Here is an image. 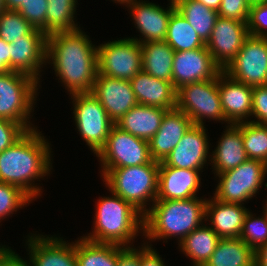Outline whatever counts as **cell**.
I'll use <instances>...</instances> for the list:
<instances>
[{
    "instance_id": "46",
    "label": "cell",
    "mask_w": 267,
    "mask_h": 266,
    "mask_svg": "<svg viewBox=\"0 0 267 266\" xmlns=\"http://www.w3.org/2000/svg\"><path fill=\"white\" fill-rule=\"evenodd\" d=\"M10 71V44L0 38V73Z\"/></svg>"
},
{
    "instance_id": "14",
    "label": "cell",
    "mask_w": 267,
    "mask_h": 266,
    "mask_svg": "<svg viewBox=\"0 0 267 266\" xmlns=\"http://www.w3.org/2000/svg\"><path fill=\"white\" fill-rule=\"evenodd\" d=\"M221 71L206 46L174 52L172 84L176 90L186 84L215 78Z\"/></svg>"
},
{
    "instance_id": "47",
    "label": "cell",
    "mask_w": 267,
    "mask_h": 266,
    "mask_svg": "<svg viewBox=\"0 0 267 266\" xmlns=\"http://www.w3.org/2000/svg\"><path fill=\"white\" fill-rule=\"evenodd\" d=\"M255 266H267V243L255 250Z\"/></svg>"
},
{
    "instance_id": "1",
    "label": "cell",
    "mask_w": 267,
    "mask_h": 266,
    "mask_svg": "<svg viewBox=\"0 0 267 266\" xmlns=\"http://www.w3.org/2000/svg\"><path fill=\"white\" fill-rule=\"evenodd\" d=\"M80 28L47 37L46 63L69 94L91 93L97 75V46ZM51 61V62H50Z\"/></svg>"
},
{
    "instance_id": "52",
    "label": "cell",
    "mask_w": 267,
    "mask_h": 266,
    "mask_svg": "<svg viewBox=\"0 0 267 266\" xmlns=\"http://www.w3.org/2000/svg\"><path fill=\"white\" fill-rule=\"evenodd\" d=\"M5 9L3 0H0V12Z\"/></svg>"
},
{
    "instance_id": "38",
    "label": "cell",
    "mask_w": 267,
    "mask_h": 266,
    "mask_svg": "<svg viewBox=\"0 0 267 266\" xmlns=\"http://www.w3.org/2000/svg\"><path fill=\"white\" fill-rule=\"evenodd\" d=\"M48 0H24L17 10L34 28L46 35V12Z\"/></svg>"
},
{
    "instance_id": "36",
    "label": "cell",
    "mask_w": 267,
    "mask_h": 266,
    "mask_svg": "<svg viewBox=\"0 0 267 266\" xmlns=\"http://www.w3.org/2000/svg\"><path fill=\"white\" fill-rule=\"evenodd\" d=\"M33 199L20 187L0 182V222Z\"/></svg>"
},
{
    "instance_id": "12",
    "label": "cell",
    "mask_w": 267,
    "mask_h": 266,
    "mask_svg": "<svg viewBox=\"0 0 267 266\" xmlns=\"http://www.w3.org/2000/svg\"><path fill=\"white\" fill-rule=\"evenodd\" d=\"M223 71L247 86L267 85V38L249 35Z\"/></svg>"
},
{
    "instance_id": "27",
    "label": "cell",
    "mask_w": 267,
    "mask_h": 266,
    "mask_svg": "<svg viewBox=\"0 0 267 266\" xmlns=\"http://www.w3.org/2000/svg\"><path fill=\"white\" fill-rule=\"evenodd\" d=\"M142 70L172 83L174 50L165 41L141 43Z\"/></svg>"
},
{
    "instance_id": "44",
    "label": "cell",
    "mask_w": 267,
    "mask_h": 266,
    "mask_svg": "<svg viewBox=\"0 0 267 266\" xmlns=\"http://www.w3.org/2000/svg\"><path fill=\"white\" fill-rule=\"evenodd\" d=\"M146 244V245H145ZM144 245V246H143ZM140 248V266H166L151 244L144 243Z\"/></svg>"
},
{
    "instance_id": "18",
    "label": "cell",
    "mask_w": 267,
    "mask_h": 266,
    "mask_svg": "<svg viewBox=\"0 0 267 266\" xmlns=\"http://www.w3.org/2000/svg\"><path fill=\"white\" fill-rule=\"evenodd\" d=\"M169 7L162 8L148 1H137L129 5L135 26L144 38H133L140 44L145 42L165 41L168 21L171 13L176 9L175 3L170 2Z\"/></svg>"
},
{
    "instance_id": "26",
    "label": "cell",
    "mask_w": 267,
    "mask_h": 266,
    "mask_svg": "<svg viewBox=\"0 0 267 266\" xmlns=\"http://www.w3.org/2000/svg\"><path fill=\"white\" fill-rule=\"evenodd\" d=\"M167 109L137 104L115 125L133 136L149 141L158 131Z\"/></svg>"
},
{
    "instance_id": "20",
    "label": "cell",
    "mask_w": 267,
    "mask_h": 266,
    "mask_svg": "<svg viewBox=\"0 0 267 266\" xmlns=\"http://www.w3.org/2000/svg\"><path fill=\"white\" fill-rule=\"evenodd\" d=\"M218 91L228 125L244 122L251 116L253 87L231 78L222 70L218 74Z\"/></svg>"
},
{
    "instance_id": "19",
    "label": "cell",
    "mask_w": 267,
    "mask_h": 266,
    "mask_svg": "<svg viewBox=\"0 0 267 266\" xmlns=\"http://www.w3.org/2000/svg\"><path fill=\"white\" fill-rule=\"evenodd\" d=\"M32 234L27 239L32 266H77L76 241L68 243L62 238Z\"/></svg>"
},
{
    "instance_id": "30",
    "label": "cell",
    "mask_w": 267,
    "mask_h": 266,
    "mask_svg": "<svg viewBox=\"0 0 267 266\" xmlns=\"http://www.w3.org/2000/svg\"><path fill=\"white\" fill-rule=\"evenodd\" d=\"M165 42L174 51H188L206 46V43L177 9L171 13L169 18Z\"/></svg>"
},
{
    "instance_id": "48",
    "label": "cell",
    "mask_w": 267,
    "mask_h": 266,
    "mask_svg": "<svg viewBox=\"0 0 267 266\" xmlns=\"http://www.w3.org/2000/svg\"><path fill=\"white\" fill-rule=\"evenodd\" d=\"M6 10L17 11L21 5H24V0H3Z\"/></svg>"
},
{
    "instance_id": "21",
    "label": "cell",
    "mask_w": 267,
    "mask_h": 266,
    "mask_svg": "<svg viewBox=\"0 0 267 266\" xmlns=\"http://www.w3.org/2000/svg\"><path fill=\"white\" fill-rule=\"evenodd\" d=\"M192 125L191 119L181 110H167L157 133L149 140L152 159L162 162Z\"/></svg>"
},
{
    "instance_id": "32",
    "label": "cell",
    "mask_w": 267,
    "mask_h": 266,
    "mask_svg": "<svg viewBox=\"0 0 267 266\" xmlns=\"http://www.w3.org/2000/svg\"><path fill=\"white\" fill-rule=\"evenodd\" d=\"M77 266H117L118 245L95 243L82 236L76 242Z\"/></svg>"
},
{
    "instance_id": "37",
    "label": "cell",
    "mask_w": 267,
    "mask_h": 266,
    "mask_svg": "<svg viewBox=\"0 0 267 266\" xmlns=\"http://www.w3.org/2000/svg\"><path fill=\"white\" fill-rule=\"evenodd\" d=\"M240 238L254 251L267 243V215L264 211L263 216L257 218L253 217V214L248 211Z\"/></svg>"
},
{
    "instance_id": "41",
    "label": "cell",
    "mask_w": 267,
    "mask_h": 266,
    "mask_svg": "<svg viewBox=\"0 0 267 266\" xmlns=\"http://www.w3.org/2000/svg\"><path fill=\"white\" fill-rule=\"evenodd\" d=\"M251 116L257 120L249 122L267 125V85L253 87Z\"/></svg>"
},
{
    "instance_id": "54",
    "label": "cell",
    "mask_w": 267,
    "mask_h": 266,
    "mask_svg": "<svg viewBox=\"0 0 267 266\" xmlns=\"http://www.w3.org/2000/svg\"><path fill=\"white\" fill-rule=\"evenodd\" d=\"M265 167H266V173H267V161L265 162Z\"/></svg>"
},
{
    "instance_id": "35",
    "label": "cell",
    "mask_w": 267,
    "mask_h": 266,
    "mask_svg": "<svg viewBox=\"0 0 267 266\" xmlns=\"http://www.w3.org/2000/svg\"><path fill=\"white\" fill-rule=\"evenodd\" d=\"M34 29L18 11L4 9L0 12V38L5 42L11 44Z\"/></svg>"
},
{
    "instance_id": "50",
    "label": "cell",
    "mask_w": 267,
    "mask_h": 266,
    "mask_svg": "<svg viewBox=\"0 0 267 266\" xmlns=\"http://www.w3.org/2000/svg\"><path fill=\"white\" fill-rule=\"evenodd\" d=\"M113 1L120 3V4H126V7L131 5L134 2V0H113Z\"/></svg>"
},
{
    "instance_id": "31",
    "label": "cell",
    "mask_w": 267,
    "mask_h": 266,
    "mask_svg": "<svg viewBox=\"0 0 267 266\" xmlns=\"http://www.w3.org/2000/svg\"><path fill=\"white\" fill-rule=\"evenodd\" d=\"M174 3L176 9L206 43L214 28L218 12L196 0H177Z\"/></svg>"
},
{
    "instance_id": "11",
    "label": "cell",
    "mask_w": 267,
    "mask_h": 266,
    "mask_svg": "<svg viewBox=\"0 0 267 266\" xmlns=\"http://www.w3.org/2000/svg\"><path fill=\"white\" fill-rule=\"evenodd\" d=\"M101 168H121L148 164L153 161L149 141L112 126L104 147L96 155Z\"/></svg>"
},
{
    "instance_id": "6",
    "label": "cell",
    "mask_w": 267,
    "mask_h": 266,
    "mask_svg": "<svg viewBox=\"0 0 267 266\" xmlns=\"http://www.w3.org/2000/svg\"><path fill=\"white\" fill-rule=\"evenodd\" d=\"M38 83L21 72L0 73V118L19 123L26 131L34 129L29 118L34 111Z\"/></svg>"
},
{
    "instance_id": "2",
    "label": "cell",
    "mask_w": 267,
    "mask_h": 266,
    "mask_svg": "<svg viewBox=\"0 0 267 266\" xmlns=\"http://www.w3.org/2000/svg\"><path fill=\"white\" fill-rule=\"evenodd\" d=\"M37 127L27 130L9 148L0 153V182L20 187L32 199L41 196L36 179L50 174L51 149ZM33 184V185H32Z\"/></svg>"
},
{
    "instance_id": "39",
    "label": "cell",
    "mask_w": 267,
    "mask_h": 266,
    "mask_svg": "<svg viewBox=\"0 0 267 266\" xmlns=\"http://www.w3.org/2000/svg\"><path fill=\"white\" fill-rule=\"evenodd\" d=\"M247 28L249 35L267 38V1L250 5Z\"/></svg>"
},
{
    "instance_id": "5",
    "label": "cell",
    "mask_w": 267,
    "mask_h": 266,
    "mask_svg": "<svg viewBox=\"0 0 267 266\" xmlns=\"http://www.w3.org/2000/svg\"><path fill=\"white\" fill-rule=\"evenodd\" d=\"M159 163H151L121 168H102L101 175L110 192L129 202L143 215L148 211L147 202L157 199Z\"/></svg>"
},
{
    "instance_id": "49",
    "label": "cell",
    "mask_w": 267,
    "mask_h": 266,
    "mask_svg": "<svg viewBox=\"0 0 267 266\" xmlns=\"http://www.w3.org/2000/svg\"><path fill=\"white\" fill-rule=\"evenodd\" d=\"M196 1L201 2L202 4H204L205 6H207L212 10L218 11L222 0H196Z\"/></svg>"
},
{
    "instance_id": "29",
    "label": "cell",
    "mask_w": 267,
    "mask_h": 266,
    "mask_svg": "<svg viewBox=\"0 0 267 266\" xmlns=\"http://www.w3.org/2000/svg\"><path fill=\"white\" fill-rule=\"evenodd\" d=\"M221 238L205 224L194 229L179 244L180 250L193 262V266H204Z\"/></svg>"
},
{
    "instance_id": "22",
    "label": "cell",
    "mask_w": 267,
    "mask_h": 266,
    "mask_svg": "<svg viewBox=\"0 0 267 266\" xmlns=\"http://www.w3.org/2000/svg\"><path fill=\"white\" fill-rule=\"evenodd\" d=\"M201 170L181 169L159 163L158 194L156 200H182L197 197Z\"/></svg>"
},
{
    "instance_id": "45",
    "label": "cell",
    "mask_w": 267,
    "mask_h": 266,
    "mask_svg": "<svg viewBox=\"0 0 267 266\" xmlns=\"http://www.w3.org/2000/svg\"><path fill=\"white\" fill-rule=\"evenodd\" d=\"M0 266H32L29 260H23L17 253L2 245L0 248Z\"/></svg>"
},
{
    "instance_id": "34",
    "label": "cell",
    "mask_w": 267,
    "mask_h": 266,
    "mask_svg": "<svg viewBox=\"0 0 267 266\" xmlns=\"http://www.w3.org/2000/svg\"><path fill=\"white\" fill-rule=\"evenodd\" d=\"M242 133L243 145L248 159L267 161V125H259L248 120L235 124Z\"/></svg>"
},
{
    "instance_id": "9",
    "label": "cell",
    "mask_w": 267,
    "mask_h": 266,
    "mask_svg": "<svg viewBox=\"0 0 267 266\" xmlns=\"http://www.w3.org/2000/svg\"><path fill=\"white\" fill-rule=\"evenodd\" d=\"M265 163L256 159H247L238 167L217 174L214 198L225 203L244 204L255 196L266 177Z\"/></svg>"
},
{
    "instance_id": "53",
    "label": "cell",
    "mask_w": 267,
    "mask_h": 266,
    "mask_svg": "<svg viewBox=\"0 0 267 266\" xmlns=\"http://www.w3.org/2000/svg\"><path fill=\"white\" fill-rule=\"evenodd\" d=\"M264 208V212H265V214L267 215V201H266V205L263 207Z\"/></svg>"
},
{
    "instance_id": "15",
    "label": "cell",
    "mask_w": 267,
    "mask_h": 266,
    "mask_svg": "<svg viewBox=\"0 0 267 266\" xmlns=\"http://www.w3.org/2000/svg\"><path fill=\"white\" fill-rule=\"evenodd\" d=\"M46 54L47 36L35 28L10 44V71L27 74L40 82V69L46 65Z\"/></svg>"
},
{
    "instance_id": "40",
    "label": "cell",
    "mask_w": 267,
    "mask_h": 266,
    "mask_svg": "<svg viewBox=\"0 0 267 266\" xmlns=\"http://www.w3.org/2000/svg\"><path fill=\"white\" fill-rule=\"evenodd\" d=\"M250 4L247 0H222L218 16L247 23Z\"/></svg>"
},
{
    "instance_id": "24",
    "label": "cell",
    "mask_w": 267,
    "mask_h": 266,
    "mask_svg": "<svg viewBox=\"0 0 267 266\" xmlns=\"http://www.w3.org/2000/svg\"><path fill=\"white\" fill-rule=\"evenodd\" d=\"M138 104L167 110L176 108L177 90L173 84L141 70L130 80Z\"/></svg>"
},
{
    "instance_id": "28",
    "label": "cell",
    "mask_w": 267,
    "mask_h": 266,
    "mask_svg": "<svg viewBox=\"0 0 267 266\" xmlns=\"http://www.w3.org/2000/svg\"><path fill=\"white\" fill-rule=\"evenodd\" d=\"M255 251L240 237L221 238L204 266H254Z\"/></svg>"
},
{
    "instance_id": "4",
    "label": "cell",
    "mask_w": 267,
    "mask_h": 266,
    "mask_svg": "<svg viewBox=\"0 0 267 266\" xmlns=\"http://www.w3.org/2000/svg\"><path fill=\"white\" fill-rule=\"evenodd\" d=\"M111 194L112 197L99 198L95 208L94 230L83 238L95 243L130 247L137 233L143 232L144 215L129 202L113 192Z\"/></svg>"
},
{
    "instance_id": "51",
    "label": "cell",
    "mask_w": 267,
    "mask_h": 266,
    "mask_svg": "<svg viewBox=\"0 0 267 266\" xmlns=\"http://www.w3.org/2000/svg\"><path fill=\"white\" fill-rule=\"evenodd\" d=\"M247 1L251 5V4H254V3H260V2H263V1H267V0H247Z\"/></svg>"
},
{
    "instance_id": "10",
    "label": "cell",
    "mask_w": 267,
    "mask_h": 266,
    "mask_svg": "<svg viewBox=\"0 0 267 266\" xmlns=\"http://www.w3.org/2000/svg\"><path fill=\"white\" fill-rule=\"evenodd\" d=\"M142 70V49L132 38L97 46V74L131 80Z\"/></svg>"
},
{
    "instance_id": "25",
    "label": "cell",
    "mask_w": 267,
    "mask_h": 266,
    "mask_svg": "<svg viewBox=\"0 0 267 266\" xmlns=\"http://www.w3.org/2000/svg\"><path fill=\"white\" fill-rule=\"evenodd\" d=\"M211 161L214 174H220L238 167L248 157L243 145L241 130L235 125H227L218 145L212 152Z\"/></svg>"
},
{
    "instance_id": "43",
    "label": "cell",
    "mask_w": 267,
    "mask_h": 266,
    "mask_svg": "<svg viewBox=\"0 0 267 266\" xmlns=\"http://www.w3.org/2000/svg\"><path fill=\"white\" fill-rule=\"evenodd\" d=\"M117 266H140V249L118 245Z\"/></svg>"
},
{
    "instance_id": "13",
    "label": "cell",
    "mask_w": 267,
    "mask_h": 266,
    "mask_svg": "<svg viewBox=\"0 0 267 266\" xmlns=\"http://www.w3.org/2000/svg\"><path fill=\"white\" fill-rule=\"evenodd\" d=\"M248 36L247 23L218 16L206 47L214 62L224 70Z\"/></svg>"
},
{
    "instance_id": "16",
    "label": "cell",
    "mask_w": 267,
    "mask_h": 266,
    "mask_svg": "<svg viewBox=\"0 0 267 266\" xmlns=\"http://www.w3.org/2000/svg\"><path fill=\"white\" fill-rule=\"evenodd\" d=\"M91 93L114 123L138 104L130 80L97 74Z\"/></svg>"
},
{
    "instance_id": "3",
    "label": "cell",
    "mask_w": 267,
    "mask_h": 266,
    "mask_svg": "<svg viewBox=\"0 0 267 266\" xmlns=\"http://www.w3.org/2000/svg\"><path fill=\"white\" fill-rule=\"evenodd\" d=\"M198 198L156 200L144 214L142 236L151 241L177 236L180 243L206 220L207 199Z\"/></svg>"
},
{
    "instance_id": "17",
    "label": "cell",
    "mask_w": 267,
    "mask_h": 266,
    "mask_svg": "<svg viewBox=\"0 0 267 266\" xmlns=\"http://www.w3.org/2000/svg\"><path fill=\"white\" fill-rule=\"evenodd\" d=\"M209 147L205 127L192 125L162 163L181 169L203 170L207 159L211 158Z\"/></svg>"
},
{
    "instance_id": "8",
    "label": "cell",
    "mask_w": 267,
    "mask_h": 266,
    "mask_svg": "<svg viewBox=\"0 0 267 266\" xmlns=\"http://www.w3.org/2000/svg\"><path fill=\"white\" fill-rule=\"evenodd\" d=\"M76 128L94 154L104 147L115 124L92 93L71 94Z\"/></svg>"
},
{
    "instance_id": "33",
    "label": "cell",
    "mask_w": 267,
    "mask_h": 266,
    "mask_svg": "<svg viewBox=\"0 0 267 266\" xmlns=\"http://www.w3.org/2000/svg\"><path fill=\"white\" fill-rule=\"evenodd\" d=\"M77 0H48L46 12V36L78 29L75 24Z\"/></svg>"
},
{
    "instance_id": "42",
    "label": "cell",
    "mask_w": 267,
    "mask_h": 266,
    "mask_svg": "<svg viewBox=\"0 0 267 266\" xmlns=\"http://www.w3.org/2000/svg\"><path fill=\"white\" fill-rule=\"evenodd\" d=\"M26 130L17 122L0 118V153L16 142Z\"/></svg>"
},
{
    "instance_id": "23",
    "label": "cell",
    "mask_w": 267,
    "mask_h": 266,
    "mask_svg": "<svg viewBox=\"0 0 267 266\" xmlns=\"http://www.w3.org/2000/svg\"><path fill=\"white\" fill-rule=\"evenodd\" d=\"M248 209L240 203H225L214 197L206 202V222L220 238H237L241 236L244 219Z\"/></svg>"
},
{
    "instance_id": "7",
    "label": "cell",
    "mask_w": 267,
    "mask_h": 266,
    "mask_svg": "<svg viewBox=\"0 0 267 266\" xmlns=\"http://www.w3.org/2000/svg\"><path fill=\"white\" fill-rule=\"evenodd\" d=\"M176 108L184 112L193 125L205 126L204 118L226 122L218 91V75L177 89Z\"/></svg>"
}]
</instances>
